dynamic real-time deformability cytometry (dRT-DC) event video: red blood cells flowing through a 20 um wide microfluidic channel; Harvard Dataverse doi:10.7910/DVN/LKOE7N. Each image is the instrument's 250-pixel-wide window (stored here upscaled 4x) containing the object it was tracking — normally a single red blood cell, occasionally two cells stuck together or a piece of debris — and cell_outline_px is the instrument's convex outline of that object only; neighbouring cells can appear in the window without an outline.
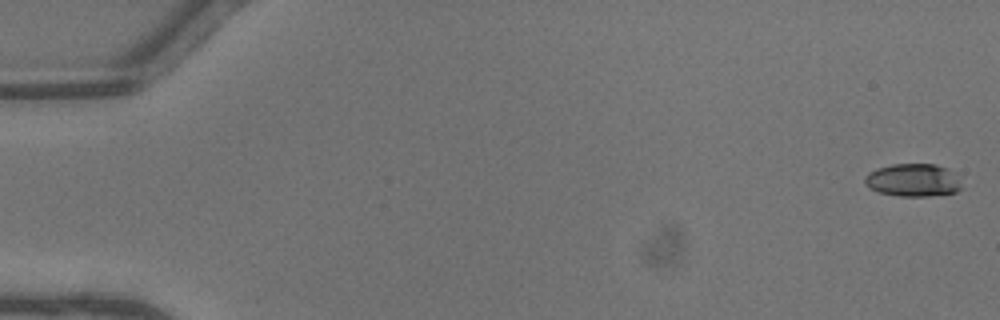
{"species": "common noctule bat (a hibernating species)", "species_latin": "Nyctalus noctula", "temperature_condition": "warm", "stored_images_in_passage": 20, "camera_frame_rate_fps": 3000, "um_per_image_px": 0.085, "animal": {"sex": "male", "body_mass_g": 13.3}, "frame": {"image": 1, "passage_image": 1, "time_ms": 0.0, "image_size_px": [1000, 320], "cell_outline_px": [[960, 188], [956, 192], [932, 196], [900, 196], [880, 192], [864, 184], [864, 176], [868, 172], [876, 168], [892, 164], [936, 164], [944, 168], [956, 180]], "centroid_in_image_um": [77.5, 15.31], "position_along_channel_um": 7.5, "area_um2": 18.03}}
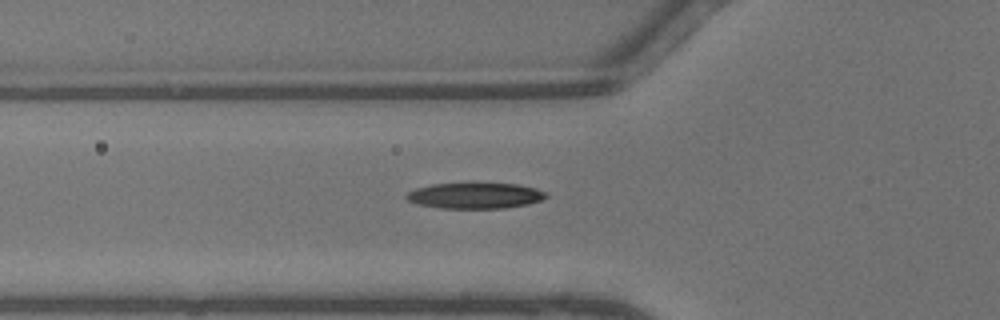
{"frame": {"image": 2, "passage_image": 17, "time_ms": 5.333, "image_size_px": [1000, 320], "cell_outline_px": [[548, 196], [540, 200], [528, 204], [504, 208], [440, 208], [416, 204], [408, 200], [404, 196], [408, 192], [416, 188], [432, 184], [472, 180], [516, 184], [536, 188], [548, 192]], "centroid_in_image_um": [40.37, 16.58], "position_along_channel_um": 85.4, "area_um2": 22.08}}
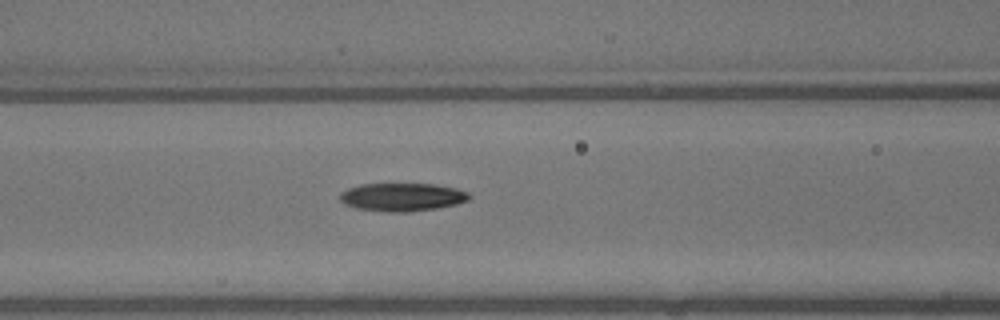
{"frame": {"image": 3, "passage_image": 20, "time_ms": 6.333, "image_size_px": [1000, 320], "cell_outline_px": [[472, 196], [468, 200], [456, 204], [436, 208], [408, 212], [388, 212], [356, 208], [344, 204], [340, 200], [340, 196], [348, 188], [364, 184], [432, 184], [456, 188], [468, 192]], "centroid_in_image_um": [34.21, 16.75], "position_along_channel_um": 132.4, "area_um2": 21.04}}